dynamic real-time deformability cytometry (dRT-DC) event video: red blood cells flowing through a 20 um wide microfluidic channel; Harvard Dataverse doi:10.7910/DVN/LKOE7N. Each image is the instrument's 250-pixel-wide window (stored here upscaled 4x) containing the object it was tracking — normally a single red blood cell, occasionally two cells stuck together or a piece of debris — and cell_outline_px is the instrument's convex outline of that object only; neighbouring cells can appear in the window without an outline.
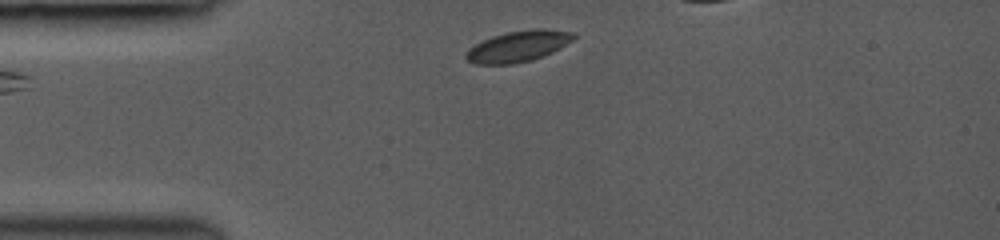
{"species": "common noctule bat (a hibernating species)", "species_latin": "Nyctalus noctula", "temperature_condition": "room temperature", "stored_images_in_passage": 28, "camera_frame_rate_fps": 3000, "um_per_image_px": 0.085, "animal": {"sex": "female", "body_mass_g": 19.0, "forearm_length_mm": 53.3}, "frame": {"image": 1, "passage_image": 1, "time_ms": 0.0, "image_size_px": [1000, 240], "cell_outline_px": [[576, 36], [572, 40], [552, 52], [544, 56], [532, 60], [512, 64], [476, 64], [468, 60], [464, 56], [464, 52], [468, 48], [492, 36], [504, 32], [532, 28], [544, 28], [576, 32]], "centroid_in_image_um": [44.04, 3.92], "position_along_channel_um": 41.0, "area_um2": 19.65}}
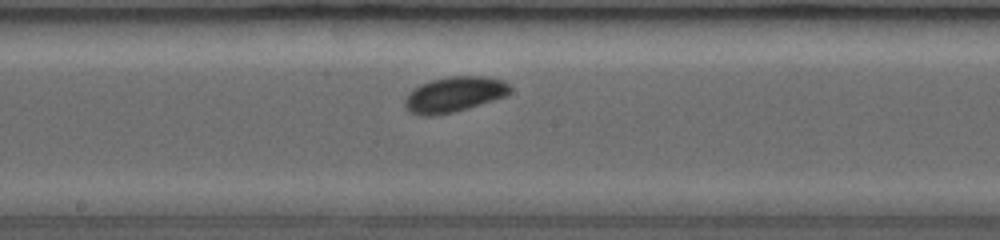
{"frame": {"image": 2, "passage_image": 12, "time_ms": 4.667, "image_size_px": [1000, 240], "cell_outline_px": [[512, 88], [504, 96], [468, 108], [452, 112], [432, 116], [420, 116], [408, 112], [404, 108], [404, 100], [408, 92], [412, 88], [420, 84], [432, 80], [452, 76], [488, 76], [504, 80]], "centroid_in_image_um": [38.55, 8.02], "position_along_channel_um": 209.7, "area_um2": 21.79}}
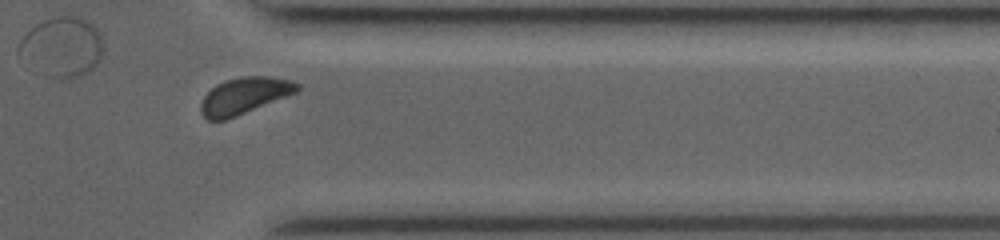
{"frame": {"image": 3, "passage_image": 24, "time_ms": 9.0, "image_size_px": [1000, 240], "cell_outline_px": [[300, 88], [296, 92], [236, 116], [224, 120], [208, 120], [200, 112], [200, 104], [204, 96], [216, 84], [224, 80], [240, 76], [268, 76], [292, 80], [300, 84]], "centroid_in_image_um": [20.75, 8.12], "position_along_channel_um": 390.7, "area_um2": 20.4}}